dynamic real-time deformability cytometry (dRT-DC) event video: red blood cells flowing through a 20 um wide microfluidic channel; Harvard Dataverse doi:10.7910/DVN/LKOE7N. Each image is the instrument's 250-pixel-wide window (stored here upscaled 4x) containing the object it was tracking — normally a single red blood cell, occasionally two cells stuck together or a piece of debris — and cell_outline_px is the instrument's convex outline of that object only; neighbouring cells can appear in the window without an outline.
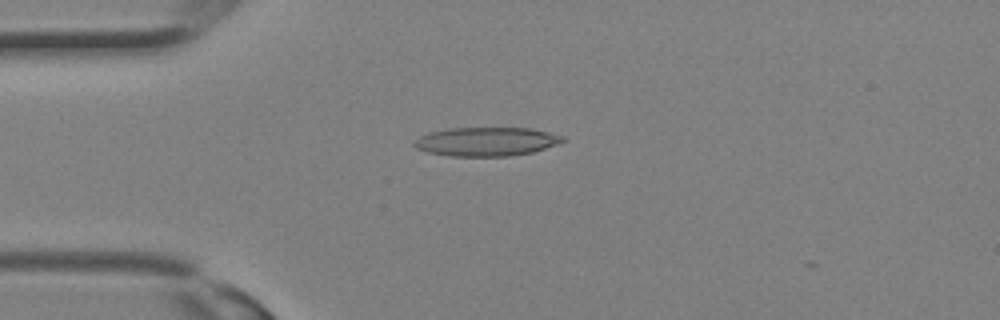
{"species": "Egyptian fruit bat (a non-hibernating species)", "species_latin": "Rousettus aegyptiacus", "temperature_condition": "room temperature", "stored_images_in_passage": 18, "camera_frame_rate_fps": 3000, "um_per_image_px": 0.085, "animal": {"sex": "female"}, "frame": {"image": 1, "passage_image": 7, "time_ms": 2.0, "image_size_px": [1000, 320], "cell_outline_px": [[568, 140], [532, 152], [508, 156], [452, 156], [428, 152], [416, 148], [412, 144], [420, 136], [428, 132], [448, 128], [528, 128], [548, 132], [564, 136]], "centroid_in_image_um": [41.33, 12.03], "position_along_channel_um": 43.7, "area_um2": 24.85}}
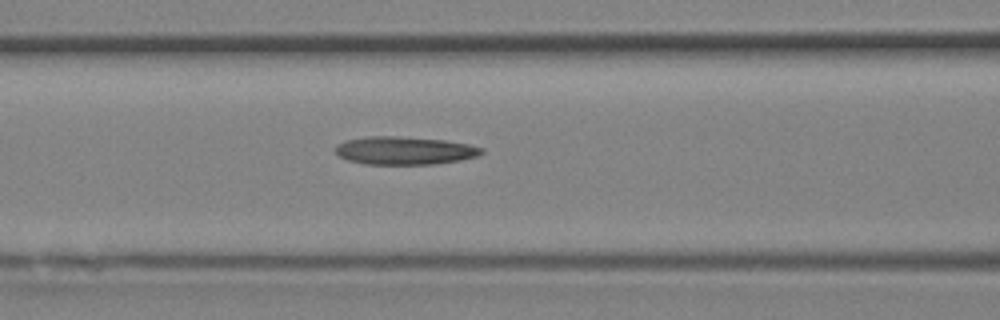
{"frame": {"image": 2, "passage_image": 12, "time_ms": 3.667, "image_size_px": [1000, 320], "cell_outline_px": [[484, 152], [476, 156], [460, 160], [436, 164], [364, 164], [348, 160], [340, 156], [336, 152], [336, 144], [344, 140], [368, 136], [396, 136], [444, 140], [468, 144], [484, 148]], "centroid_in_image_um": [34.38, 12.79], "position_along_channel_um": 132.2, "area_um2": 23.87}}
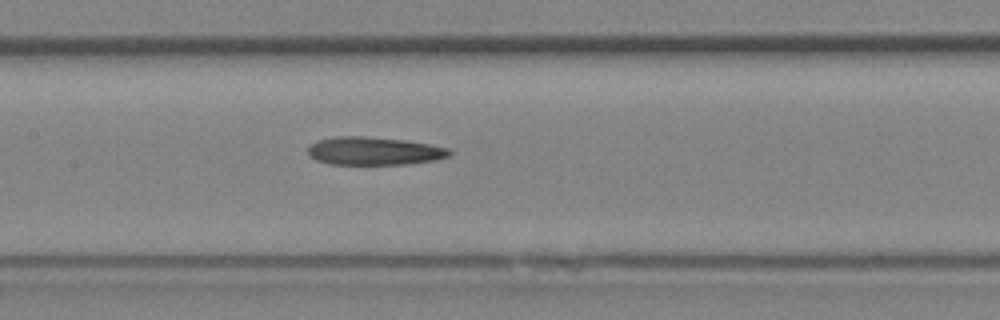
{"frame": {"image": 3, "passage_image": 14, "time_ms": 4.333, "image_size_px": [1000, 320], "cell_outline_px": [[452, 152], [448, 156], [436, 160], [408, 164], [328, 164], [316, 160], [308, 156], [308, 144], [316, 140], [336, 136], [364, 136], [404, 140], [428, 144], [448, 148]], "centroid_in_image_um": [31.73, 12.83], "position_along_channel_um": 175.7, "area_um2": 23.29}}